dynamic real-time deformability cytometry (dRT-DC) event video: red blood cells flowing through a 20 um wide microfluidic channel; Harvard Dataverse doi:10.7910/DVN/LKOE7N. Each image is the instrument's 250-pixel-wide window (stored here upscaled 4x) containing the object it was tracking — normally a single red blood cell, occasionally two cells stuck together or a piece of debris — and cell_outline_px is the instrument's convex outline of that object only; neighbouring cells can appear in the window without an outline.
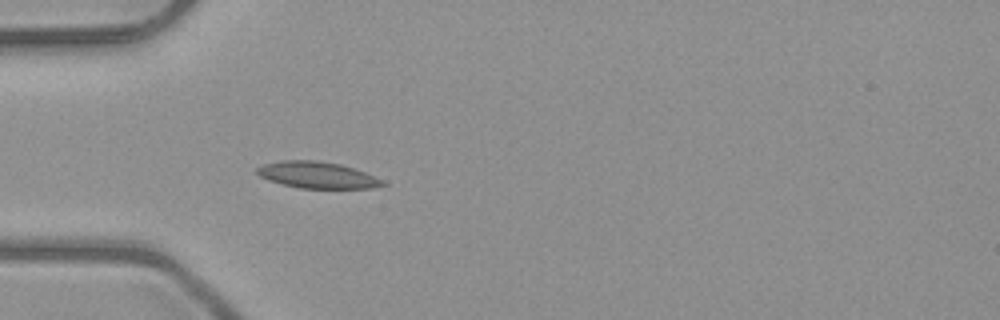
{"species": "common noctule bat (a hibernating species)", "species_latin": "Nyctalus noctula", "temperature_condition": "room temperature", "stored_images_in_passage": 14, "camera_frame_rate_fps": 3000, "um_per_image_px": 0.085, "animal": {"sex": "male", "body_mass_g": 23.1, "forearm_length_mm": 52.7}, "frame": {"image": 1, "passage_image": 5, "time_ms": 1.333, "image_size_px": [1000, 320], "cell_outline_px": [[388, 184], [372, 188], [300, 188], [268, 180], [260, 176], [256, 172], [256, 168], [264, 164], [280, 160], [316, 160], [340, 164], [364, 172], [384, 180]], "centroid_in_image_um": [26.97, 14.87], "position_along_channel_um": 58.0, "area_um2": 19.31}}
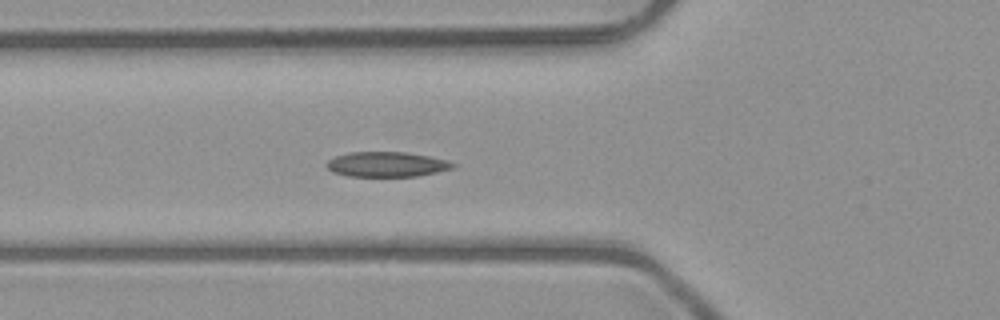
{"frame": {"image": 2, "passage_image": 8, "time_ms": 2.333, "image_size_px": [1000, 320], "cell_outline_px": [[456, 168], [416, 176], [348, 176], [332, 172], [324, 164], [328, 160], [336, 156], [348, 152], [404, 152], [428, 156], [448, 160], [456, 164]], "centroid_in_image_um": [32.87, 13.97], "position_along_channel_um": 92.9, "area_um2": 18.44}}